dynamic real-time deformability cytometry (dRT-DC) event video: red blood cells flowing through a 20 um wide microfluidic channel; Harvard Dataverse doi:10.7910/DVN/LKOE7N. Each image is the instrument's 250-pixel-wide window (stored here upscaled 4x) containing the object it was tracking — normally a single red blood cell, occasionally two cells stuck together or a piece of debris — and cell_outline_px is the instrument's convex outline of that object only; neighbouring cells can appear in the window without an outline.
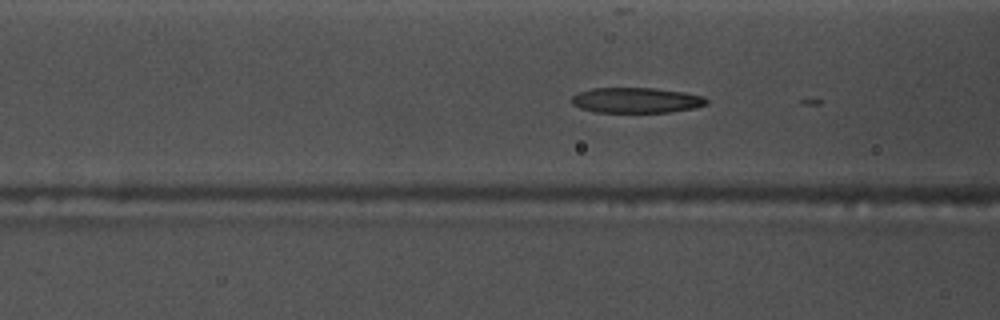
{"species": "common noctule bat (a hibernating species)", "species_latin": "Nyctalus noctula", "temperature_condition": "warm", "stored_images_in_passage": 6, "camera_frame_rate_fps": 3000, "um_per_image_px": 0.085, "animal": {"sex": "male", "body_mass_g": 17.5, "forearm_length_mm": 52.3}, "frame": {"image": 1, "passage_image": 5, "time_ms": 1.333, "image_size_px": [1000, 320], "cell_outline_px": [[708, 104], [696, 108], [668, 112], [596, 112], [580, 108], [572, 104], [572, 96], [580, 92], [592, 88], [652, 88], [684, 92], [704, 96], [708, 100]], "centroid_in_image_um": [54.12, 8.52], "position_along_channel_um": 112.5, "area_um2": 19.94}}